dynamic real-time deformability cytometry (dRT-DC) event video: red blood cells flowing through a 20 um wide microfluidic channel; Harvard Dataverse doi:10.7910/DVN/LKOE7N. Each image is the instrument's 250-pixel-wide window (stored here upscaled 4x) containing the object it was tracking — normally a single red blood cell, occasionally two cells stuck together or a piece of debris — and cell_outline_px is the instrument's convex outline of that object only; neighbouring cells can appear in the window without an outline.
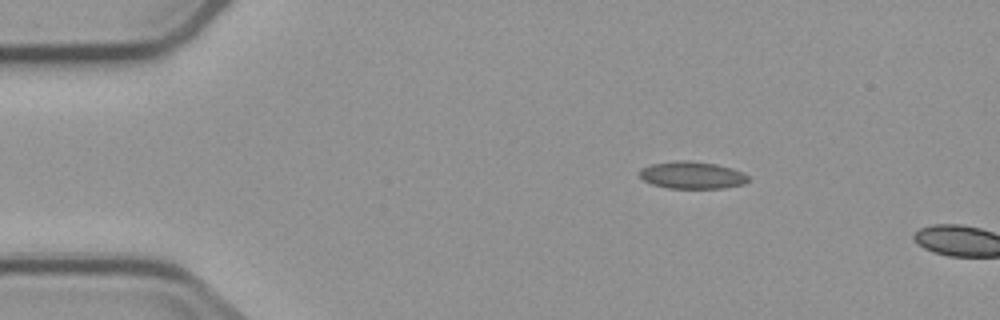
{"species": "common noctule bat (a hibernating species)", "species_latin": "Nyctalus noctula", "temperature_condition": "cold", "stored_images_in_passage": 2, "camera_frame_rate_fps": 3000, "um_per_image_px": 0.085, "animal": {"sex": "male", "body_mass_g": 23.1, "forearm_length_mm": 52.7}, "frame": {"image": 1, "passage_image": 1, "time_ms": 0.0, "image_size_px": [1000, 320], "cell_outline_px": [[748, 180], [744, 184], [724, 188], [668, 188], [652, 184], [644, 180], [640, 176], [640, 172], [644, 168], [652, 164], [676, 160], [688, 160], [716, 164], [732, 168], [744, 172], [748, 176]], "centroid_in_image_um": [58.87, 14.88], "position_along_channel_um": 26.1, "area_um2": 17.17}}